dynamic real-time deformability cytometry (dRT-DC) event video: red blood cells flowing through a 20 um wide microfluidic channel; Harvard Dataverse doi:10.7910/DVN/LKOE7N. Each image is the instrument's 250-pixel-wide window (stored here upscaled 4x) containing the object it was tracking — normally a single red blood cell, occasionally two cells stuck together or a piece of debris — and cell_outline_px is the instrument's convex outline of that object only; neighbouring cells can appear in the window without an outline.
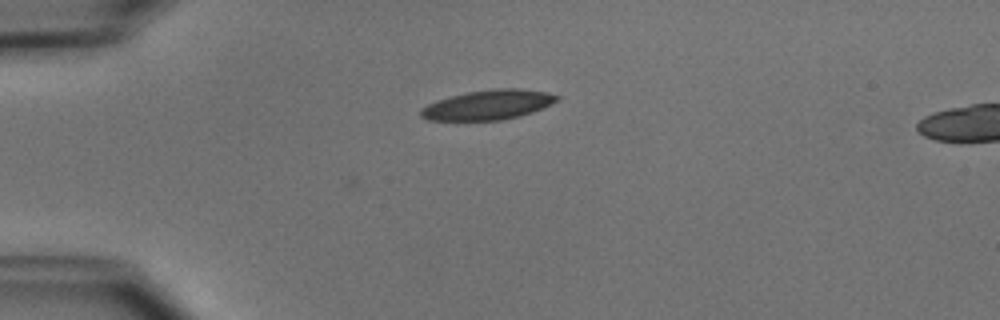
{"species": "common noctule bat (a hibernating species)", "species_latin": "Nyctalus noctula", "temperature_condition": "cold", "stored_images_in_passage": 9, "camera_frame_rate_fps": 3000, "um_per_image_px": 0.085, "animal": {"sex": "male", "body_mass_g": 15.6}, "frame": {"image": 1, "passage_image": 9, "time_ms": 2.667, "image_size_px": [1000, 320], "cell_outline_px": [[560, 100], [544, 108], [520, 116], [500, 120], [428, 120], [420, 116], [420, 108], [436, 100], [468, 92], [496, 88], [520, 88], [548, 92], [560, 96]], "centroid_in_image_um": [41.53, 8.9], "position_along_channel_um": 43.5, "area_um2": 23.7}}